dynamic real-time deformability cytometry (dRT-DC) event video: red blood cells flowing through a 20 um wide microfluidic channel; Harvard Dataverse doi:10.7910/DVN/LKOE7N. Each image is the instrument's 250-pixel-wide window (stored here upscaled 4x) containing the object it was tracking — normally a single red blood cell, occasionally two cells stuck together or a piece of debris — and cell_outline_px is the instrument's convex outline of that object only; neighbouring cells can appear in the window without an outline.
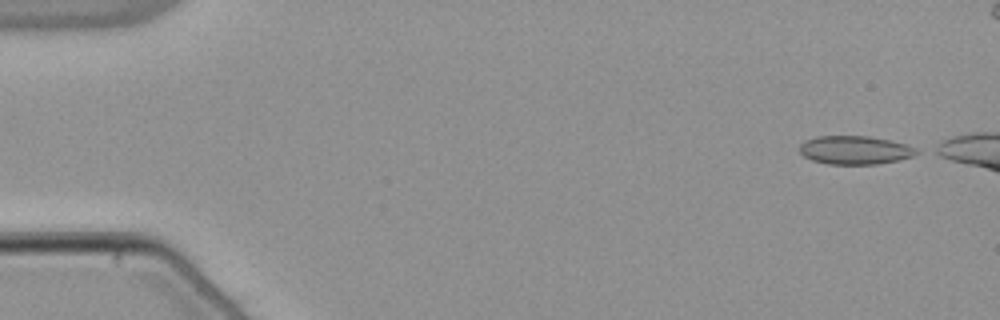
{"species": "common noctule bat (a hibernating species)", "species_latin": "Nyctalus noctula", "temperature_condition": "warm", "stored_images_in_passage": 10, "camera_frame_rate_fps": 3000, "um_per_image_px": 0.085, "animal": {"sex": "male", "body_mass_g": 21.5, "forearm_length_mm": 52.0}, "frame": {"image": 1, "passage_image": 1, "time_ms": 0.0, "image_size_px": [1000, 320], "cell_outline_px": [[920, 152], [912, 156], [896, 160], [876, 164], [828, 164], [812, 160], [804, 156], [800, 152], [800, 144], [804, 140], [816, 136], [868, 136], [888, 140], [904, 144], [916, 148]], "centroid_in_image_um": [72.63, 12.75], "position_along_channel_um": 12.4, "area_um2": 19.25}}